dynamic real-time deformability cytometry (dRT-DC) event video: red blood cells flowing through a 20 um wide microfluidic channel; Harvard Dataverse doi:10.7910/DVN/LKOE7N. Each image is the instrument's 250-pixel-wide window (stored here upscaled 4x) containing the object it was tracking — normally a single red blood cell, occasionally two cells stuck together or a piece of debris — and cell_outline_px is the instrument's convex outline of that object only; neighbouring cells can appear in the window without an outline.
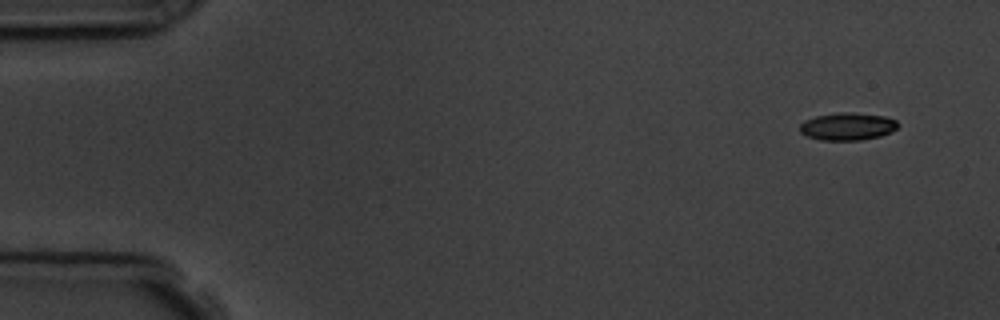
{"species": "common noctule bat (a hibernating species)", "species_latin": "Nyctalus noctula", "temperature_condition": "room temperature", "stored_images_in_passage": 5, "camera_frame_rate_fps": 3000, "um_per_image_px": 0.085, "animal": {"sex": "male", "body_mass_g": 19.5, "forearm_length_mm": 54.6}, "frame": {"image": 1, "passage_image": 1, "time_ms": 0.0, "image_size_px": [1000, 320], "cell_outline_px": [[896, 128], [892, 132], [880, 136], [860, 140], [820, 140], [808, 136], [800, 132], [800, 124], [804, 120], [816, 116], [840, 112], [848, 112], [884, 116], [896, 120]], "centroid_in_image_um": [72.01, 10.75], "position_along_channel_um": 13.0, "area_um2": 15.61}}
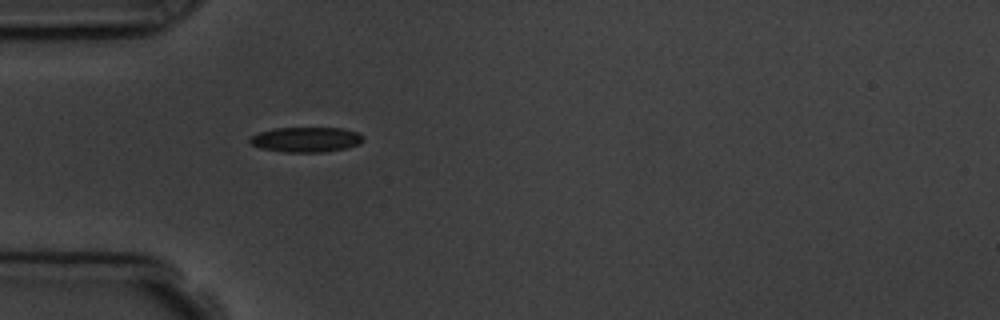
{"frame": {"image": 2, "passage_image": 5, "time_ms": 4.333, "image_size_px": [1000, 320], "cell_outline_px": [[364, 140], [360, 144], [344, 148], [324, 152], [284, 152], [260, 148], [252, 144], [248, 140], [252, 136], [260, 132], [276, 128], [344, 128], [360, 132], [364, 136]], "centroid_in_image_um": [26.07, 11.86], "position_along_channel_um": 58.9, "area_um2": 16.59}}